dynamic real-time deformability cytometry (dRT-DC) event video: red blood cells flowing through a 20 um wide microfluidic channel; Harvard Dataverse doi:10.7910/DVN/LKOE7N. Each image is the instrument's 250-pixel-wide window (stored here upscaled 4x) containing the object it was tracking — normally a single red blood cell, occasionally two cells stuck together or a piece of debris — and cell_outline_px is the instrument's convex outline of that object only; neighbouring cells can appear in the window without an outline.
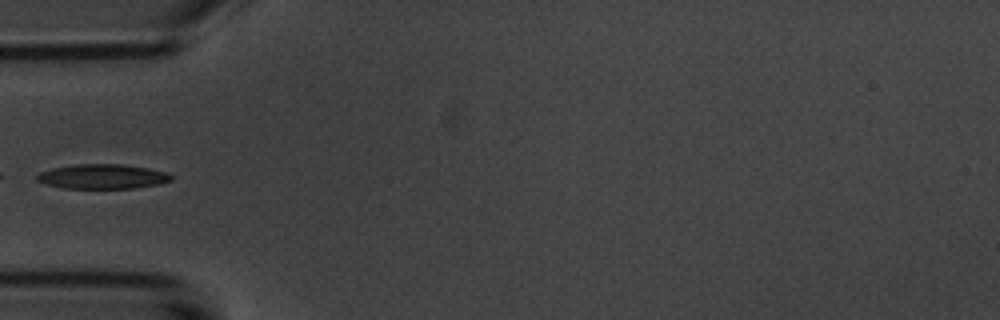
{"species": "common noctule bat (a hibernating species)", "species_latin": "Nyctalus noctula", "temperature_condition": "room temperature", "stored_images_in_passage": 17, "camera_frame_rate_fps": 3000, "um_per_image_px": 0.085, "animal": {"sex": "male", "body_mass_g": 20.1, "forearm_length_mm": 53.5}, "frame": {"image": 1, "passage_image": 1, "time_ms": 0.0, "image_size_px": [1000, 320], "cell_outline_px": [[176, 176], [172, 180], [160, 184], [132, 188], [64, 188], [48, 184], [36, 180], [36, 176], [40, 172], [52, 168], [76, 164], [120, 164], [148, 168], [168, 172]], "centroid_in_image_um": [8.77, 15.0], "position_along_channel_um": 76.2, "area_um2": 19.31}}
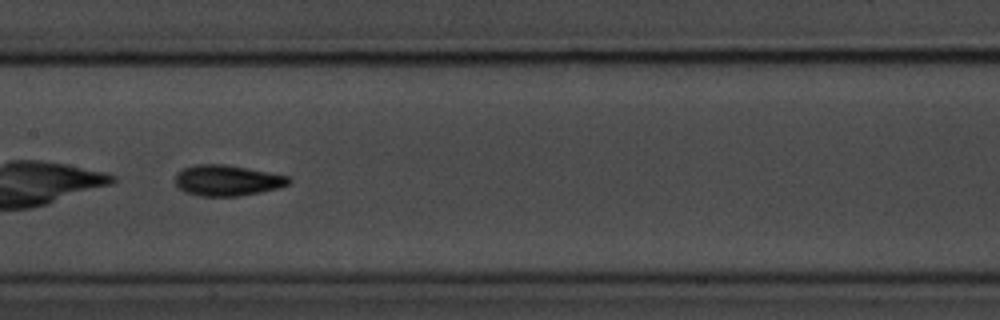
{"frame": {"image": 2, "passage_image": 10, "time_ms": 3.0, "image_size_px": [1000, 320], "cell_outline_px": [[292, 180], [288, 184], [280, 188], [260, 192], [236, 196], [200, 196], [184, 192], [176, 184], [176, 172], [184, 168], [196, 164], [224, 164], [248, 168], [292, 176]], "centroid_in_image_um": [19.35, 15.33], "position_along_channel_um": 188.1, "area_um2": 20.52}}